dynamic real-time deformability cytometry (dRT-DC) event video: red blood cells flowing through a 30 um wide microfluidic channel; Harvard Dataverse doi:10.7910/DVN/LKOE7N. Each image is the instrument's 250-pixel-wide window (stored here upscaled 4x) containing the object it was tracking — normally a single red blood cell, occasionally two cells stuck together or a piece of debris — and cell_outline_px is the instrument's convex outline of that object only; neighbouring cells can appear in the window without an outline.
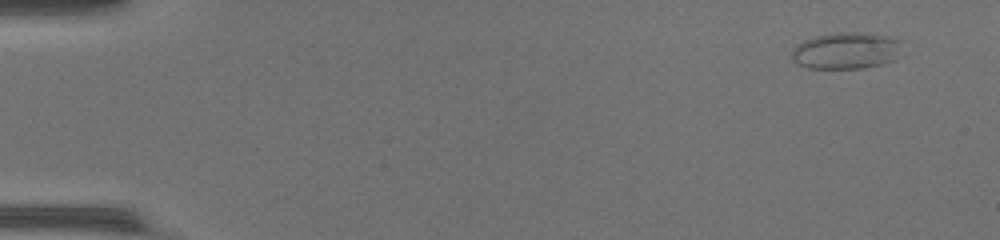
{"species": "common noctule bat (a hibernating species)", "species_latin": "Nyctalus noctula", "temperature_condition": "warm", "stored_images_in_passage": 45, "camera_frame_rate_fps": 3000, "um_per_image_px": 0.085, "animal": {"sex": "female", "body_mass_g": 17.0, "forearm_length_mm": 48.0}, "frame": {"image": 1, "passage_image": 1, "time_ms": 0.0, "image_size_px": [1000, 240], "cell_outline_px": [[896, 60], [884, 64], [864, 68], [808, 68], [796, 64], [792, 60], [792, 52], [804, 40], [816, 36], [840, 32], [852, 32], [884, 36], [896, 40]], "centroid_in_image_um": [71.84, 4.34], "position_along_channel_um": 13.2, "area_um2": 22.83}}
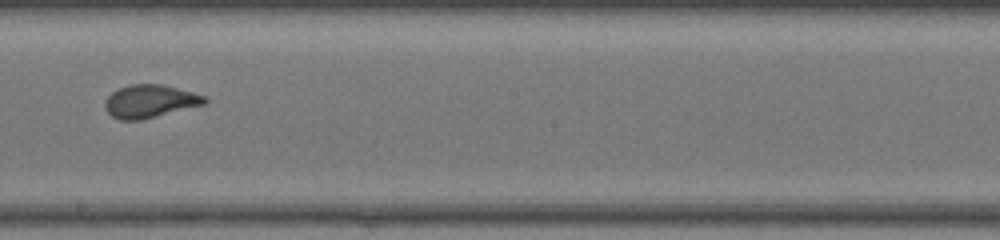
{"frame": {"image": 2, "passage_image": 26, "time_ms": 8.333, "image_size_px": [1000, 240], "cell_outline_px": [[208, 100], [204, 104], [140, 120], [120, 120], [112, 116], [104, 108], [104, 100], [112, 92], [120, 88], [132, 84], [160, 84], [192, 92], [204, 96]], "centroid_in_image_um": [12.7, 8.61], "position_along_channel_um": 235.5, "area_um2": 18.84}}
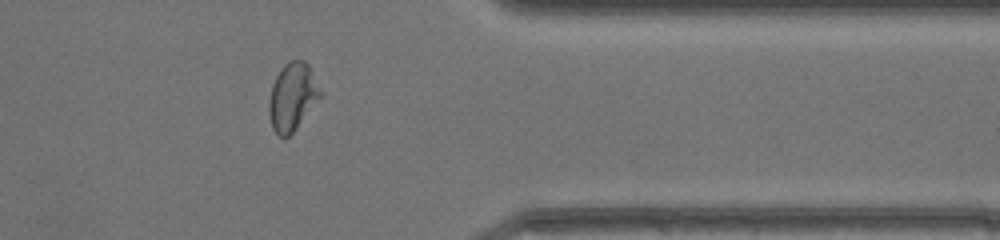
{"frame": {"image": 3, "passage_image": 37, "time_ms": 12.0, "image_size_px": [1000, 240], "cell_outline_px": [[324, 92], [296, 128], [288, 136], [280, 136], [272, 128], [268, 112], [268, 100], [272, 84], [280, 68], [288, 60], [304, 60], [308, 64]], "centroid_in_image_um": [24.85, 8.18], "position_along_channel_um": 386.5, "area_um2": 20.35}, "authors_computed_cell_mechanics": {"area_um2": 20.0566, "velocity_mm_per_s": 4.4337, "shape_relaxation_time_tau1_ms": 5.7943, "shape_relaxation_time_tau2_ms": 0.4717, "deformation_change_tau1": 0.1671, "deformation_change_tau2": 0.0401}}